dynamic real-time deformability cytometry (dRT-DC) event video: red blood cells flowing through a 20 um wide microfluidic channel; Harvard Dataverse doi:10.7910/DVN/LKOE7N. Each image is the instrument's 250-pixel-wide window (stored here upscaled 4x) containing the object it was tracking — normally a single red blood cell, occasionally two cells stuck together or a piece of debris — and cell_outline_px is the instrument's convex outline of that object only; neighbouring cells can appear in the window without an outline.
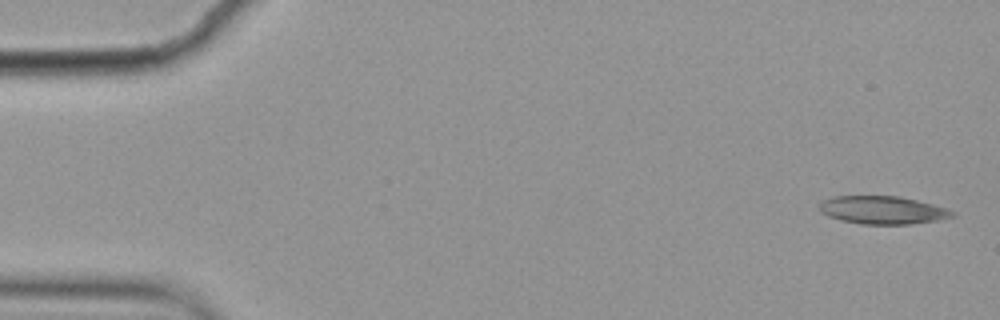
{"species": "common noctule bat (a hibernating species)", "species_latin": "Nyctalus noctula", "temperature_condition": "cold", "stored_images_in_passage": 4, "camera_frame_rate_fps": 3000, "um_per_image_px": 0.085, "animal": {"sex": "female", "body_mass_g": 19.9}, "frame": {"image": 1, "passage_image": 1, "time_ms": 0.0, "image_size_px": [1000, 320], "cell_outline_px": [[956, 216], [936, 220], [908, 224], [860, 224], [840, 220], [828, 216], [820, 212], [820, 200], [832, 196], [900, 196], [932, 204], [956, 212]], "centroid_in_image_um": [74.98, 17.85], "position_along_channel_um": 10.0, "area_um2": 21.68}}
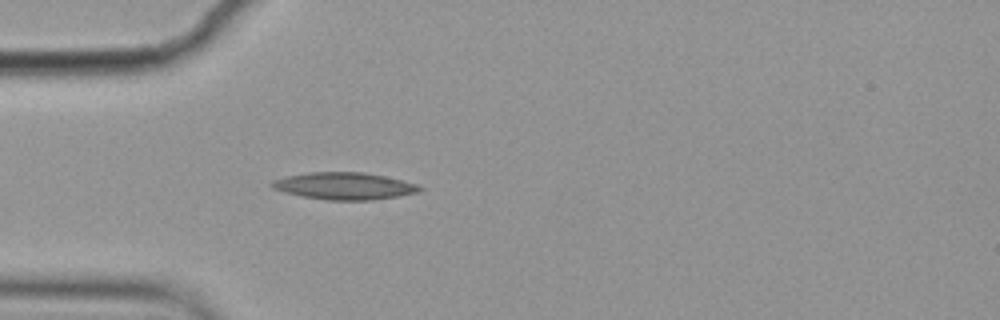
{"frame": {"image": 2, "passage_image": 4, "time_ms": 1.0, "image_size_px": [1000, 320], "cell_outline_px": [[424, 188], [420, 192], [400, 196], [372, 200], [328, 200], [304, 196], [284, 192], [272, 188], [268, 184], [272, 180], [288, 176], [308, 172], [364, 172], [384, 176], [416, 184]], "centroid_in_image_um": [29.27, 15.81], "position_along_channel_um": 55.7, "area_um2": 23.29}}